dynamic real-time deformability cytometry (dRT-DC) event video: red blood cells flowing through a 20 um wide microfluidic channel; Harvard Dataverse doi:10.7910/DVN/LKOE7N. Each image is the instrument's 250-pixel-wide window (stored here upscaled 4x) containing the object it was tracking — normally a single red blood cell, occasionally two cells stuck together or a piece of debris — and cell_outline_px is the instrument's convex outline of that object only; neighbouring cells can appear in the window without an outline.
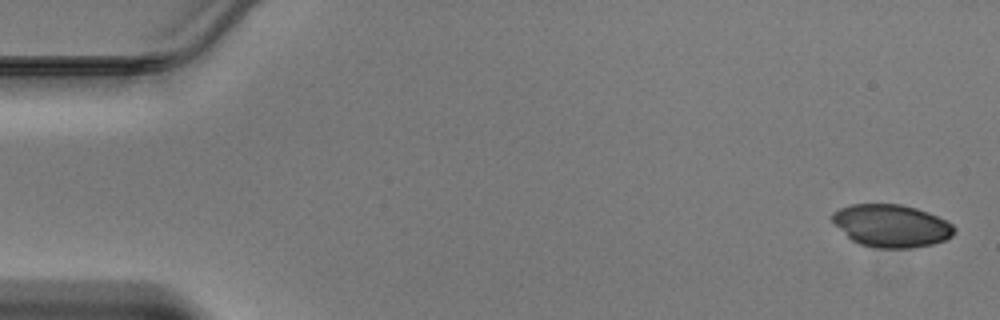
{"species": "Egyptian fruit bat (a non-hibernating species)", "species_latin": "Rousettus aegyptiacus", "temperature_condition": "warm", "stored_images_in_passage": 47, "camera_frame_rate_fps": 3000, "um_per_image_px": 0.085, "animal": {"sex": "male"}, "frame": {"image": 1, "passage_image": 1, "time_ms": 0.0, "image_size_px": [1000, 320], "cell_outline_px": [[956, 232], [952, 236], [944, 240], [932, 244], [912, 248], [876, 248], [860, 244], [852, 240], [832, 220], [832, 212], [840, 208], [852, 204], [900, 204], [916, 208], [928, 212], [948, 220], [956, 228]], "centroid_in_image_um": [75.81, 19.19], "position_along_channel_um": 9.2, "area_um2": 30.29}}
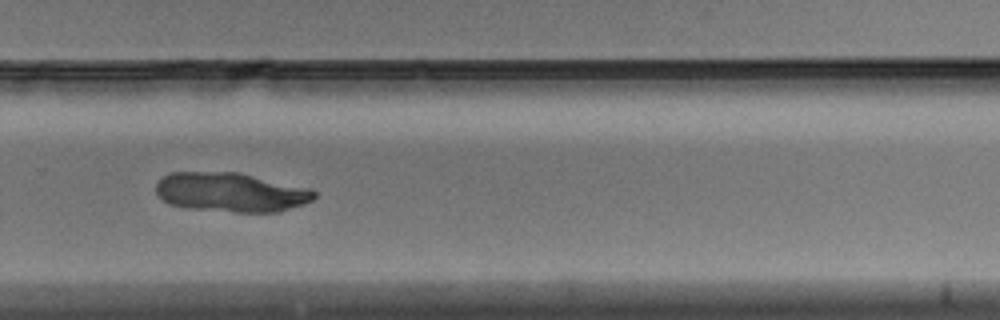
{"frame": {"image": 2, "passage_image": 31, "time_ms": 10.0, "image_size_px": [1000, 320], "cell_outline_px": [[316, 196], [312, 200], [304, 204], [280, 212], [236, 212], [184, 208], [168, 204], [156, 192], [156, 184], [164, 176], [172, 172], [240, 172], [312, 188], [316, 192]], "centroid_in_image_um": [19.67, 16.34], "position_along_channel_um": 310.1, "area_um2": 36.65}}
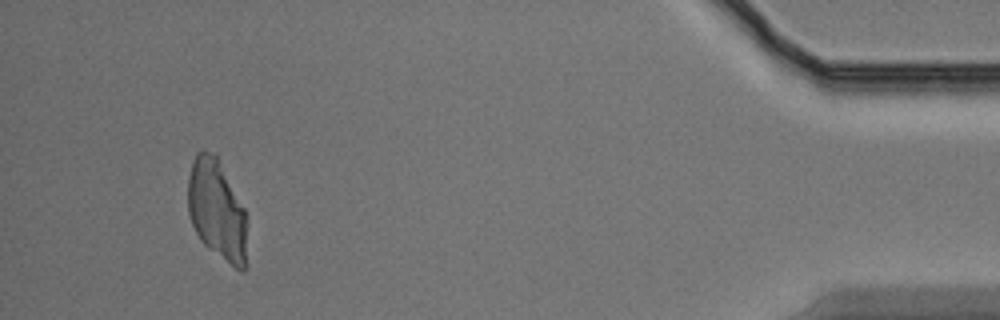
{"frame": {"image": 3, "passage_image": 43, "time_ms": 14.0, "image_size_px": [1000, 320], "cell_outline_px": [[248, 268], [244, 272], [240, 272], [204, 244], [200, 240], [192, 224], [188, 212], [188, 176], [192, 160], [196, 152], [204, 148], [216, 152], [244, 208]], "centroid_in_image_um": [18.44, 17.81], "position_along_channel_um": 416.8, "area_um2": 35.14}}